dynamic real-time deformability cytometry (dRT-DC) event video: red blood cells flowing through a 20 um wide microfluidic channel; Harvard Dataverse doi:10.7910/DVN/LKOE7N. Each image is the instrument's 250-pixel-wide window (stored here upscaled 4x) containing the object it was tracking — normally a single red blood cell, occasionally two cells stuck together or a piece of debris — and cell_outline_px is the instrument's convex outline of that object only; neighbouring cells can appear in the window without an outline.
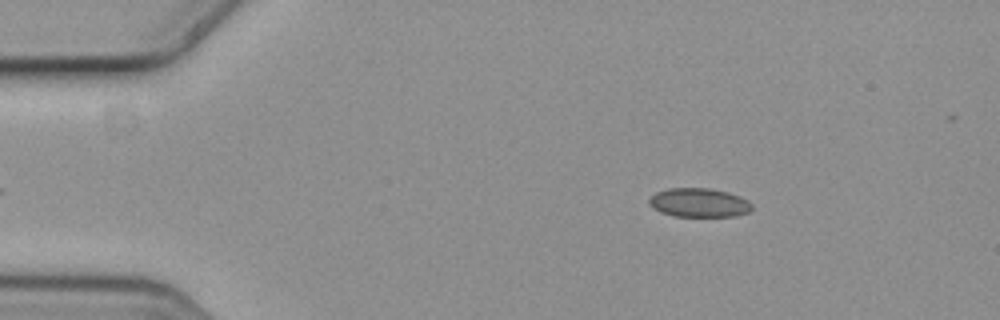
{"species": "common noctule bat (a hibernating species)", "species_latin": "Nyctalus noctula", "temperature_condition": "cold", "stored_images_in_passage": 2, "camera_frame_rate_fps": 3000, "um_per_image_px": 0.085, "animal": {"sex": "female", "body_mass_g": 19.3, "forearm_length_mm": 54.1}, "frame": {"image": 1, "passage_image": 2, "time_ms": 0.333, "image_size_px": [1000, 320], "cell_outline_px": [[752, 208], [748, 212], [736, 216], [676, 216], [660, 212], [652, 208], [648, 204], [648, 200], [656, 192], [668, 188], [708, 188], [728, 192], [740, 196], [748, 200], [752, 204]], "centroid_in_image_um": [59.41, 17.22], "position_along_channel_um": 25.6, "area_um2": 17.4}}